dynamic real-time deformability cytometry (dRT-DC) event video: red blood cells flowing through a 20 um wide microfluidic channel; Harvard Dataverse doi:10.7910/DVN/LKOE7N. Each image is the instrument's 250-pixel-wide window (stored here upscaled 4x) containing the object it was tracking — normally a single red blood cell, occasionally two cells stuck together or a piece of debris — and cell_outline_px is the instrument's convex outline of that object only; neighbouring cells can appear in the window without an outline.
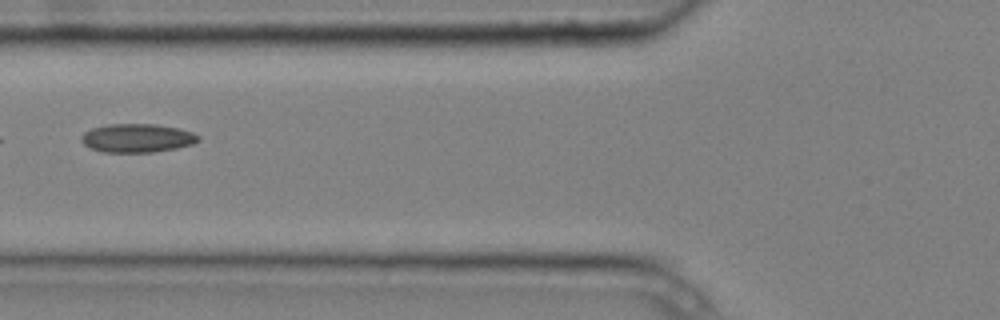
{"species": "common noctule bat (a hibernating species)", "species_latin": "Nyctalus noctula", "temperature_condition": "cold", "stored_images_in_passage": 7, "camera_frame_rate_fps": 3000, "um_per_image_px": 0.085, "animal": {"sex": "male", "body_mass_g": 20.4}, "frame": {"image": 1, "passage_image": 5, "time_ms": 1.333, "image_size_px": [1000, 320], "cell_outline_px": [[200, 140], [192, 144], [176, 148], [152, 152], [104, 152], [92, 148], [84, 144], [80, 140], [80, 136], [84, 132], [92, 128], [108, 124], [156, 124], [176, 128], [192, 132], [200, 136]], "centroid_in_image_um": [11.65, 11.73], "position_along_channel_um": 114.2, "area_um2": 19.42}}
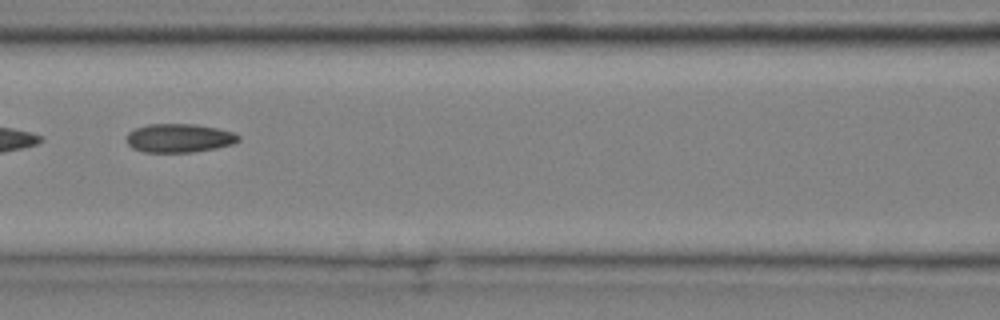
{"frame": {"image": 2, "passage_image": 6, "time_ms": 1.667, "image_size_px": [1000, 320], "cell_outline_px": [[240, 140], [232, 144], [216, 148], [196, 152], [144, 152], [132, 148], [128, 144], [128, 132], [136, 128], [148, 124], [196, 124], [216, 128], [232, 132], [240, 136]], "centroid_in_image_um": [15.24, 11.74], "position_along_channel_um": 151.4, "area_um2": 18.67}}
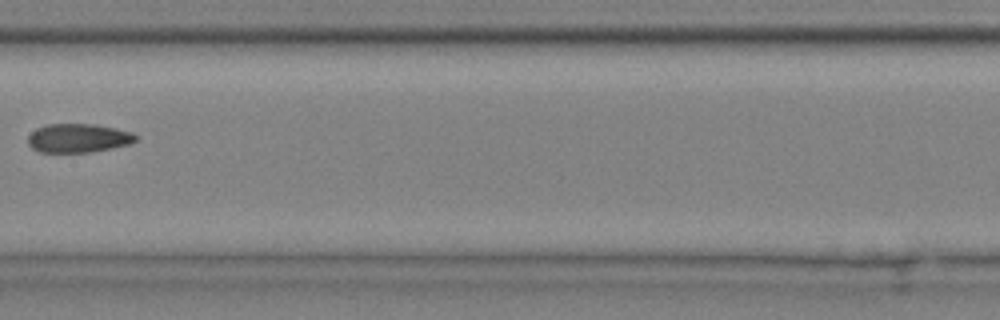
{"frame": {"image": 3, "passage_image": 7, "time_ms": 2.0, "image_size_px": [1000, 320], "cell_outline_px": [[136, 140], [128, 144], [112, 148], [92, 152], [40, 152], [32, 148], [28, 144], [28, 136], [36, 128], [48, 124], [92, 124], [132, 132], [136, 136]], "centroid_in_image_um": [6.61, 11.74], "position_along_channel_um": 200.8, "area_um2": 17.92}}